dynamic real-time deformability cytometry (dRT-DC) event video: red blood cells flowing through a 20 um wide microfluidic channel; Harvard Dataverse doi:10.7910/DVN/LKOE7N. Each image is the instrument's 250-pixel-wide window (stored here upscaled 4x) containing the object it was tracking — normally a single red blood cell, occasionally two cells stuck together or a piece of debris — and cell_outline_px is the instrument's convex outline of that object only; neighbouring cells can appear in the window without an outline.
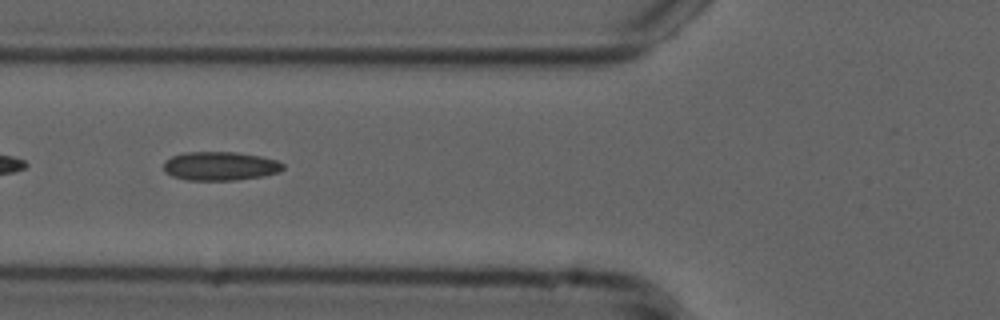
{"species": "common noctule bat (a hibernating species)", "species_latin": "Nyctalus noctula", "temperature_condition": "cold", "stored_images_in_passage": 53, "camera_frame_rate_fps": 3000, "um_per_image_px": 0.085, "animal": {"sex": "male", "forearm_length_mm": 52.5}, "frame": {"image": 1, "passage_image": 19, "time_ms": 6.0, "image_size_px": [1000, 320], "cell_outline_px": [[284, 168], [280, 172], [264, 176], [236, 180], [188, 180], [172, 176], [164, 172], [164, 160], [172, 156], [184, 152], [236, 152], [260, 156], [276, 160], [284, 164]], "centroid_in_image_um": [18.71, 14.11], "position_along_channel_um": 107.1, "area_um2": 20.17}}
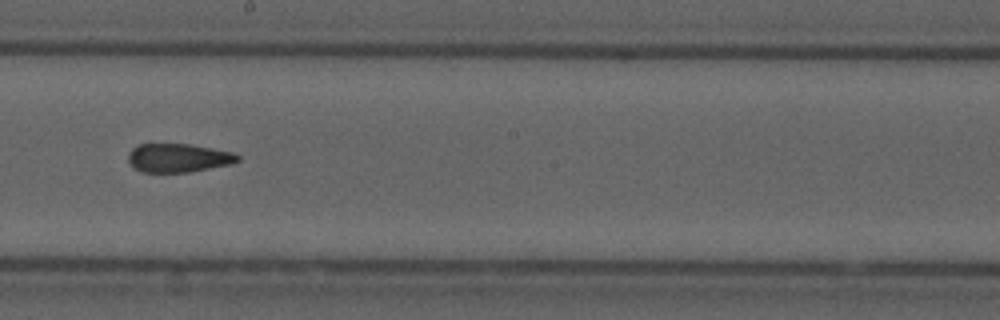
{"frame": {"image": 2, "passage_image": 29, "time_ms": 9.333, "image_size_px": [1000, 320], "cell_outline_px": [[240, 160], [232, 164], [188, 172], [140, 172], [128, 160], [128, 156], [132, 148], [136, 144], [188, 144], [212, 148], [232, 152], [240, 156]], "centroid_in_image_um": [15.17, 13.42], "position_along_channel_um": 233.0, "area_um2": 18.21}}
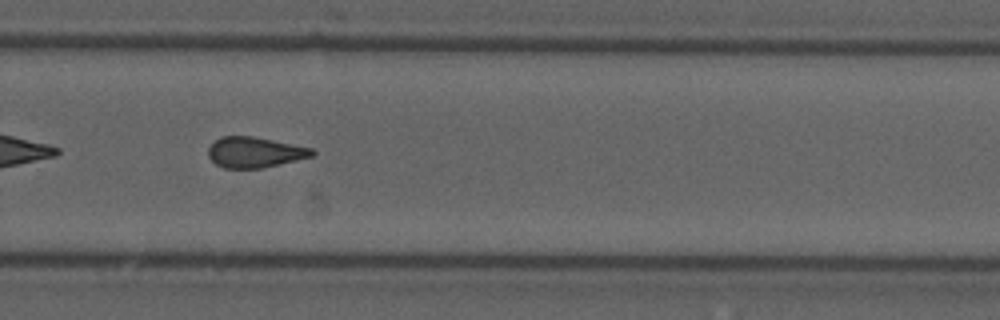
{"frame": {"image": 3, "passage_image": 35, "time_ms": 11.333, "image_size_px": [1000, 320], "cell_outline_px": [[316, 152], [312, 156], [296, 160], [260, 168], [224, 168], [216, 164], [208, 156], [208, 148], [220, 136], [252, 136], [312, 148]], "centroid_in_image_um": [21.63, 12.94], "position_along_channel_um": 308.2, "area_um2": 18.26}, "authors_computed_cell_mechanics": {"area_um2": 19.1896, "velocity_mm_per_s": 3.7744, "shape_relaxation_time_tau1_ms": null, "shape_relaxation_time_tau2_ms": 2.6238, "deformation_change_tau1": null, "deformation_change_tau2": 0.1223}}